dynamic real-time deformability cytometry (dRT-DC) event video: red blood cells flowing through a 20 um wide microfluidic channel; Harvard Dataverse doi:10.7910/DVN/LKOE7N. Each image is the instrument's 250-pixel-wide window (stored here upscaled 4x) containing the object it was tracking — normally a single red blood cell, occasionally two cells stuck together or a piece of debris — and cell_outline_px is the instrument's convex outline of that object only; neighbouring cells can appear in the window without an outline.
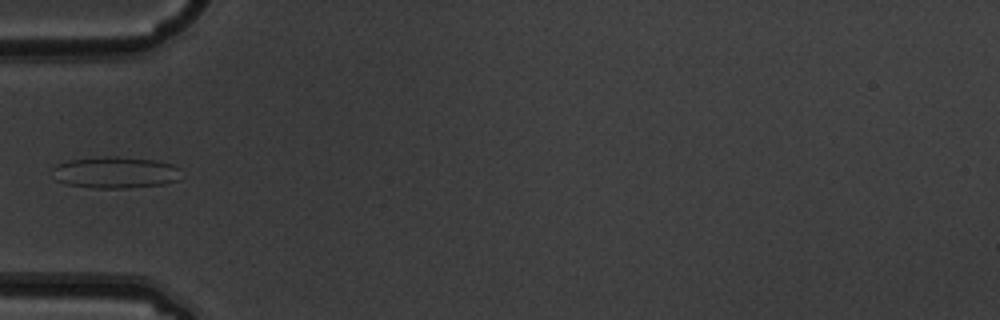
{"species": "common noctule bat (a hibernating species)", "species_latin": "Nyctalus noctula", "temperature_condition": "warm", "stored_images_in_passage": 4, "camera_frame_rate_fps": 3000, "um_per_image_px": 0.085, "animal": {"sex": "male", "body_mass_g": 19.5, "forearm_length_mm": 54.6}, "frame": {"image": 1, "passage_image": 4, "time_ms": 1.0, "image_size_px": [1000, 320], "cell_outline_px": [[184, 176], [176, 180], [164, 184], [128, 188], [92, 188], [64, 184], [56, 180], [52, 168], [56, 164], [68, 160], [104, 156], [116, 156], [160, 160], [172, 164], [180, 168]], "centroid_in_image_um": [9.84, 14.65], "position_along_channel_um": 75.2, "area_um2": 24.22}}